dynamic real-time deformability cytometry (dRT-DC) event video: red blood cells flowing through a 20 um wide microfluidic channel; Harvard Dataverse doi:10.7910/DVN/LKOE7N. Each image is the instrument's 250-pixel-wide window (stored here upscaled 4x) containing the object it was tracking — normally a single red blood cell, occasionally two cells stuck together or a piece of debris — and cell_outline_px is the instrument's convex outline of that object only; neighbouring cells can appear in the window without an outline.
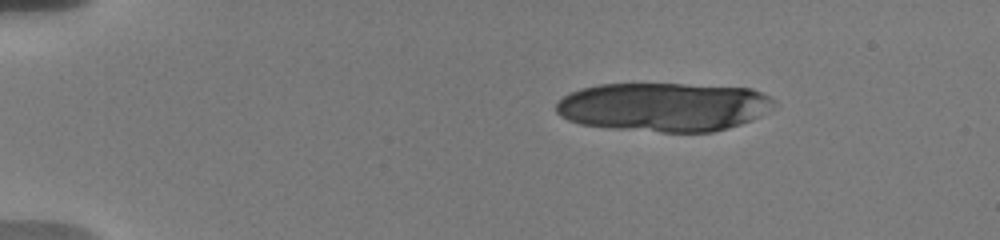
{"species": "human", "species_latin": "Homo sapiens", "temperature_condition": "warm", "stored_images_in_passage": 10, "camera_frame_rate_fps": 3000, "um_per_image_px": 0.085, "donor": {"sex": "male"}, "frame": {"image": 1, "passage_image": 1, "time_ms": 0.0, "image_size_px": [1000, 240], "cell_outline_px": [[772, 100], [760, 116], [752, 120], [728, 128], [712, 132], [660, 132], [612, 128], [580, 124], [568, 120], [560, 116], [556, 112], [556, 104], [568, 92], [580, 88], [600, 84], [684, 84], [752, 88], [768, 96]], "centroid_in_image_um": [56.33, 9.09], "position_along_channel_um": 28.7, "area_um2": 61.79}}